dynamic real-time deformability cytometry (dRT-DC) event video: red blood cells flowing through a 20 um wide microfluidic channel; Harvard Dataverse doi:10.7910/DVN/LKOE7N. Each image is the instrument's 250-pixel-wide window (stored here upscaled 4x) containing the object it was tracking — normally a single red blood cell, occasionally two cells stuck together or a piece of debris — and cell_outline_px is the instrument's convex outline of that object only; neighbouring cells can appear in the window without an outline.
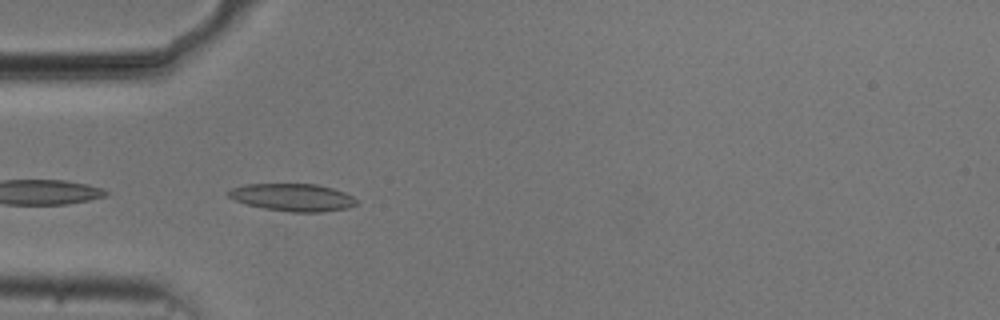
{"species": "common noctule bat (a hibernating species)", "species_latin": "Nyctalus noctula", "temperature_condition": "cold", "stored_images_in_passage": 5, "camera_frame_rate_fps": 3000, "um_per_image_px": 0.085, "animal": {"sex": "male", "body_mass_g": 20.5, "forearm_length_mm": 52.5}, "frame": {"image": 1, "passage_image": 2, "time_ms": 0.333, "image_size_px": [1000, 320], "cell_outline_px": [[356, 204], [348, 208], [324, 212], [292, 212], [264, 208], [248, 204], [236, 200], [228, 196], [224, 192], [232, 188], [244, 184], [316, 184], [332, 188], [344, 192], [352, 196], [356, 200]], "centroid_in_image_um": [24.87, 16.77], "position_along_channel_um": 60.1, "area_um2": 20.46}}